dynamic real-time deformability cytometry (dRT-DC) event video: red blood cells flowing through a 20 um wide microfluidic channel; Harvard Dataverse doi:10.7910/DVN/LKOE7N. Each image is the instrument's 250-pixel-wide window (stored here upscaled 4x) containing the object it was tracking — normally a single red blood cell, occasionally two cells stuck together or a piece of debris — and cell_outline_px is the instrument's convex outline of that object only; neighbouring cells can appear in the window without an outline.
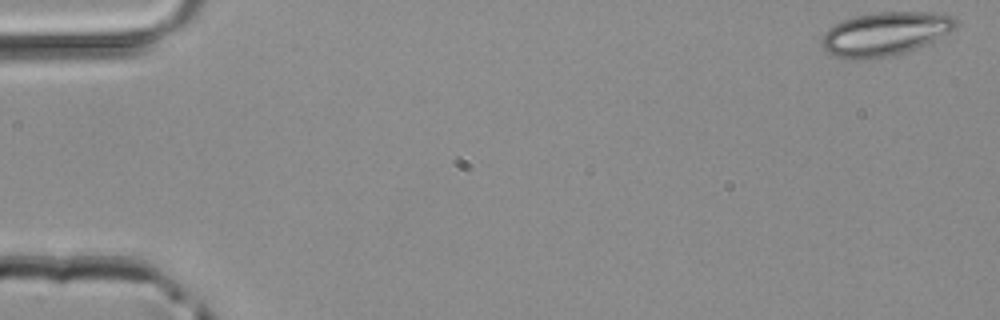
{"species": "common noctule bat (a hibernating species)", "species_latin": "Nyctalus noctula", "temperature_condition": "room temperature", "stored_images_in_passage": 47, "camera_frame_rate_fps": 3000, "um_per_image_px": 0.085, "animal": {"sex": "male", "body_mass_g": 20.4}, "frame": {"image": 1, "passage_image": 1, "time_ms": 0.0, "image_size_px": [1000, 320], "cell_outline_px": [[956, 28], [916, 48], [888, 56], [864, 60], [852, 60], [836, 56], [828, 52], [824, 48], [824, 32], [828, 28], [844, 20], [856, 16], [876, 12], [924, 12], [952, 16], [956, 20]], "centroid_in_image_um": [75.2, 2.87], "position_along_channel_um": 9.8, "area_um2": 33.29}}
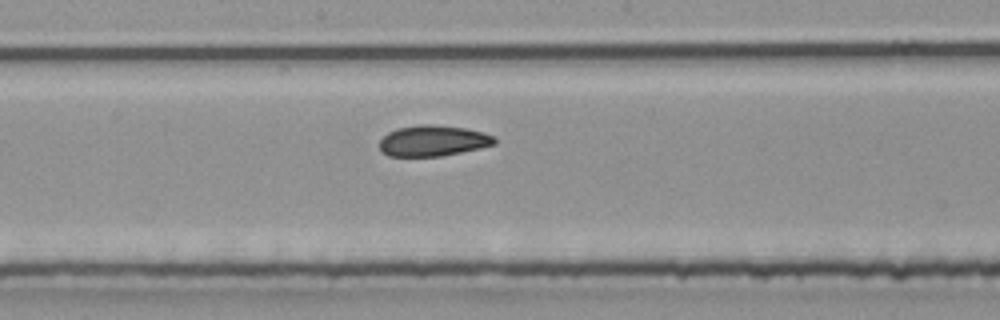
{"frame": {"image": 2, "passage_image": 25, "time_ms": 8.0, "image_size_px": [1000, 320], "cell_outline_px": [[496, 144], [480, 148], [440, 156], [388, 156], [380, 152], [380, 140], [388, 132], [396, 128], [420, 124], [424, 124], [464, 128], [484, 132], [492, 136], [496, 140]], "centroid_in_image_um": [36.77, 11.97], "position_along_channel_um": 211.4, "area_um2": 20.58}}
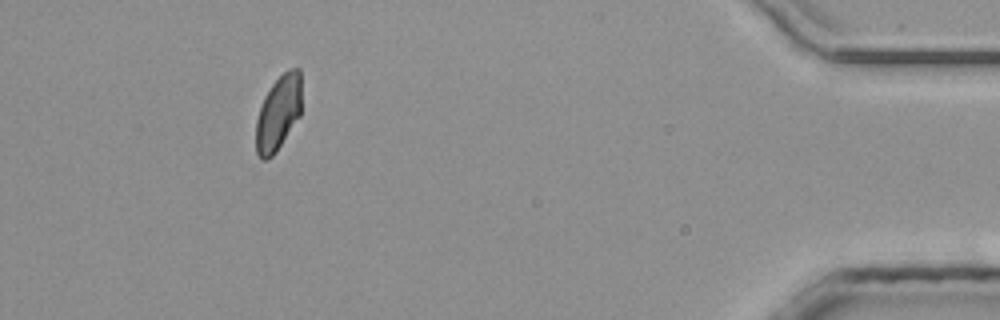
{"frame": {"image": 3, "passage_image": 43, "time_ms": 14.0, "image_size_px": [1000, 320], "cell_outline_px": [[300, 116], [276, 152], [268, 160], [260, 160], [256, 152], [256, 120], [264, 96], [272, 84], [288, 68], [300, 68]], "centroid_in_image_um": [23.64, 9.63], "position_along_channel_um": 411.6, "area_um2": 19.88}}